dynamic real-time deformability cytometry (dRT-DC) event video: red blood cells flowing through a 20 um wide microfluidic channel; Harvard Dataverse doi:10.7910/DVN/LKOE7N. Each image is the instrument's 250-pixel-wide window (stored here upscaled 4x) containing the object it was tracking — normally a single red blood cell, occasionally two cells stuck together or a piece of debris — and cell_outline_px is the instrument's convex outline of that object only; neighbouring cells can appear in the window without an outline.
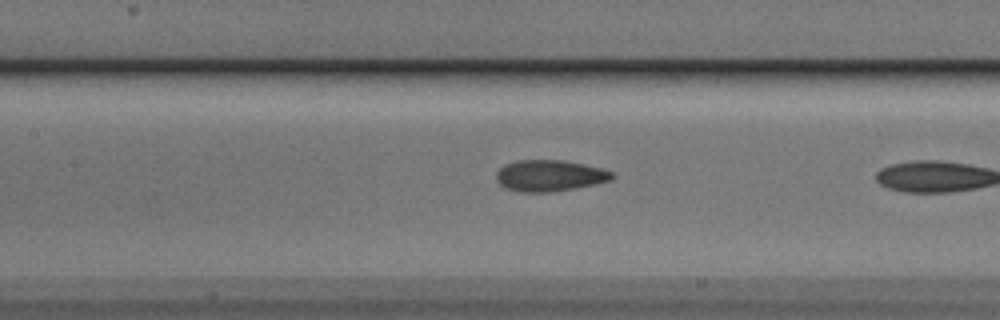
{"species": "Egyptian fruit bat (a non-hibernating species)", "species_latin": "Rousettus aegyptiacus", "temperature_condition": "cold", "stored_images_in_passage": 10, "camera_frame_rate_fps": 3000, "um_per_image_px": 0.085, "animal": {"sex": "male"}, "frame": {"image": 1, "passage_image": 9, "time_ms": 2.667, "image_size_px": [1000, 320], "cell_outline_px": [[616, 176], [612, 180], [572, 188], [548, 192], [520, 192], [504, 188], [496, 180], [496, 172], [504, 164], [516, 160], [564, 160], [604, 168], [612, 172]], "centroid_in_image_um": [46.7, 14.92], "position_along_channel_um": 160.7, "area_um2": 21.21}}